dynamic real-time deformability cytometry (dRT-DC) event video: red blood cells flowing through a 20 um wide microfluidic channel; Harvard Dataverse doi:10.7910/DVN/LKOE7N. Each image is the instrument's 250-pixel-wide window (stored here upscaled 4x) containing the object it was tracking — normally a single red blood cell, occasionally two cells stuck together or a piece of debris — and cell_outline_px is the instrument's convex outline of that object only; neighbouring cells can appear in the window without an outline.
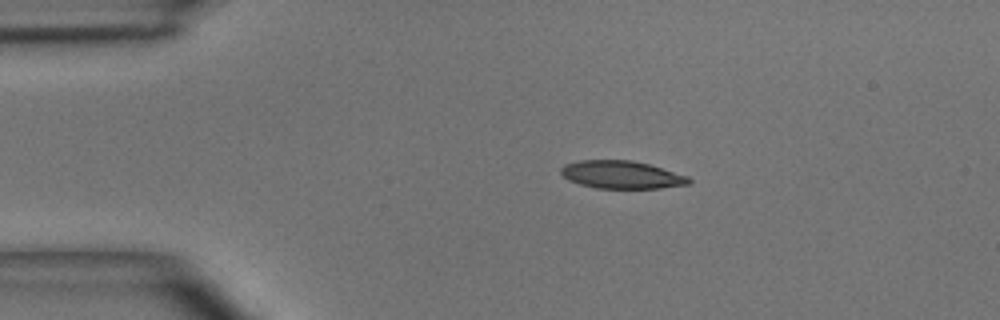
{"species": "common noctule bat (a hibernating species)", "species_latin": "Nyctalus noctula", "temperature_condition": "room temperature", "stored_images_in_passage": 41, "camera_frame_rate_fps": 3000, "um_per_image_px": 0.085, "animal": {"sex": "male", "body_mass_g": 15.6}, "frame": {"image": 1, "passage_image": 1, "time_ms": 0.0, "image_size_px": [1000, 320], "cell_outline_px": [[692, 184], [660, 188], [596, 188], [580, 184], [568, 180], [560, 172], [560, 168], [564, 164], [580, 160], [632, 160], [648, 164], [688, 176], [692, 180]], "centroid_in_image_um": [52.84, 14.85], "position_along_channel_um": 32.2, "area_um2": 20.75}}
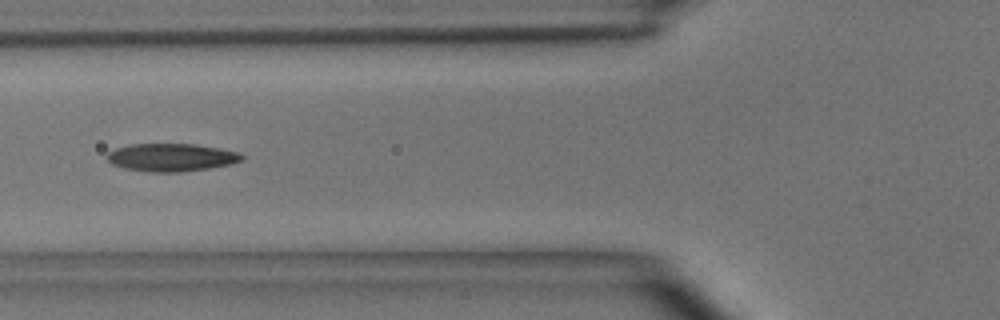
{"frame": {"image": 2, "passage_image": 10, "time_ms": 3.0, "image_size_px": [1000, 320], "cell_outline_px": [[244, 160], [228, 164], [208, 168], [180, 172], [152, 172], [124, 168], [112, 164], [104, 156], [108, 152], [116, 148], [132, 144], [196, 144], [240, 152], [244, 156]], "centroid_in_image_um": [14.55, 13.37], "position_along_channel_um": 111.2, "area_um2": 21.85}}
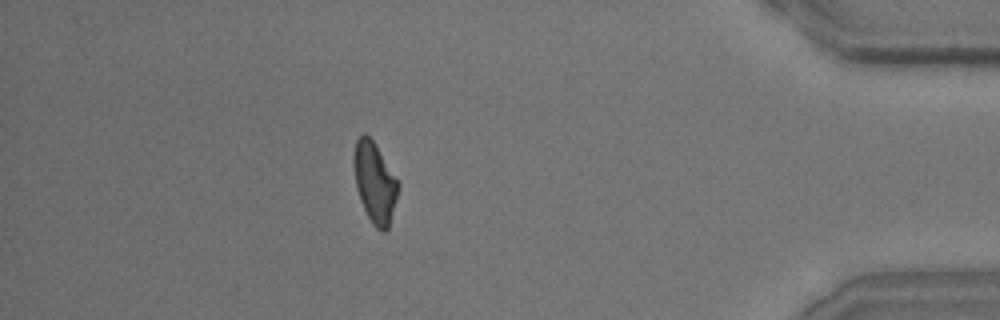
{"frame": {"image": 3, "passage_image": 35, "time_ms": 11.333, "image_size_px": [1000, 320], "cell_outline_px": [[400, 188], [388, 228], [384, 232], [376, 228], [372, 224], [360, 200], [356, 184], [352, 164], [352, 160], [356, 140], [364, 132], [372, 140], [400, 184]], "centroid_in_image_um": [31.84, 15.52], "position_along_channel_um": 403.4, "area_um2": 20.63}, "authors_computed_cell_mechanics": {"area_um2": 21.3282, "velocity_mm_per_s": 4.0377, "shape_relaxation_time_tau1_ms": 4.3425, "shape_relaxation_time_tau2_ms": 2.7341, "deformation_change_tau1": 0.1626, "deformation_change_tau2": 0.1025}}